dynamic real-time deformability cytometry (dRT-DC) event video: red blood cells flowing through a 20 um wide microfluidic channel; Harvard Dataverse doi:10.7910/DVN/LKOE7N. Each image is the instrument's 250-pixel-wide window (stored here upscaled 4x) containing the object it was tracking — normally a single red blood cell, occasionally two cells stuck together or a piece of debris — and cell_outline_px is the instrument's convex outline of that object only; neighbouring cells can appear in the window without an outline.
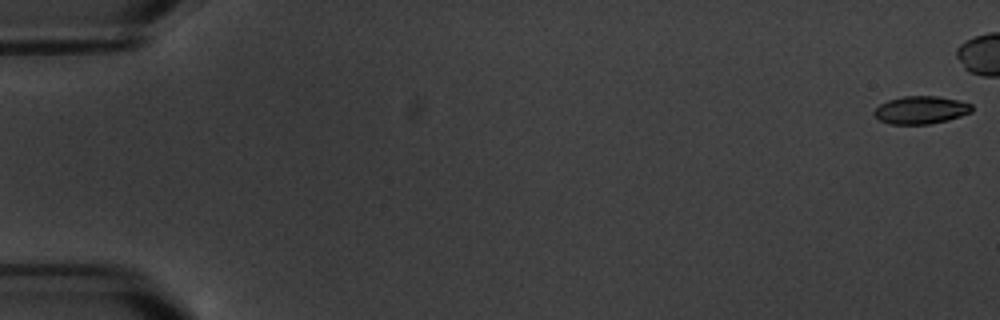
{"species": "common noctule bat (a hibernating species)", "species_latin": "Nyctalus noctula", "temperature_condition": "warm", "stored_images_in_passage": 15, "camera_frame_rate_fps": 3000, "um_per_image_px": 0.085, "animal": {"sex": "male", "body_mass_g": 20.1, "forearm_length_mm": 53.5}, "frame": {"image": 1, "passage_image": 1, "time_ms": 0.0, "image_size_px": [1000, 320], "cell_outline_px": [[972, 112], [948, 120], [928, 124], [892, 124], [880, 120], [872, 112], [880, 104], [888, 100], [904, 96], [940, 96], [972, 104]], "centroid_in_image_um": [78.28, 9.34], "position_along_channel_um": 6.7, "area_um2": 15.72}}